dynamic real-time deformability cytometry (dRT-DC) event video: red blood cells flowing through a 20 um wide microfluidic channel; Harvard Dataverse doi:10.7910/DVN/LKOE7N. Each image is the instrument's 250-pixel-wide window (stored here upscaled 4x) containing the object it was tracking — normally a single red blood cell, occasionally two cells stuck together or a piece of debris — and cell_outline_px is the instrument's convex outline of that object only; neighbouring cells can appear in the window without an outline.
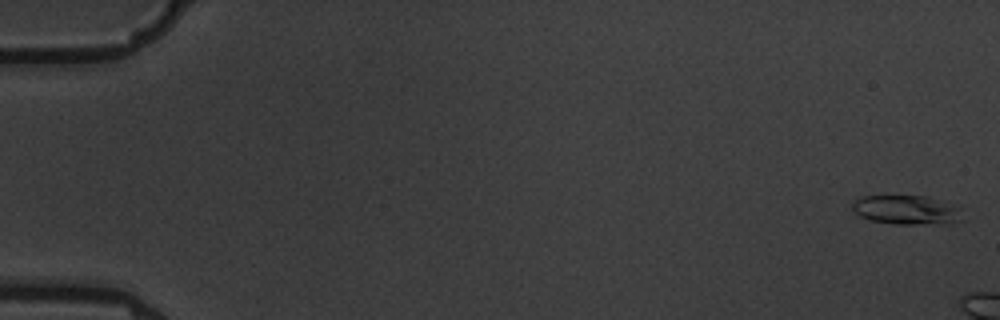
{"species": "common noctule bat (a hibernating species)", "species_latin": "Nyctalus noctula", "temperature_condition": "warm", "stored_images_in_passage": 8, "camera_frame_rate_fps": 3000, "um_per_image_px": 0.085, "animal": {"sex": "male", "body_mass_g": 19.5, "forearm_length_mm": 54.6}, "frame": {"image": 1, "passage_image": 1, "time_ms": 0.0, "image_size_px": [1000, 320], "cell_outline_px": [[964, 220], [948, 224], [896, 224], [872, 220], [860, 216], [852, 208], [852, 200], [860, 196], [928, 196], [960, 204]], "centroid_in_image_um": [77.18, 17.83], "position_along_channel_um": 7.8, "area_um2": 19.36}}